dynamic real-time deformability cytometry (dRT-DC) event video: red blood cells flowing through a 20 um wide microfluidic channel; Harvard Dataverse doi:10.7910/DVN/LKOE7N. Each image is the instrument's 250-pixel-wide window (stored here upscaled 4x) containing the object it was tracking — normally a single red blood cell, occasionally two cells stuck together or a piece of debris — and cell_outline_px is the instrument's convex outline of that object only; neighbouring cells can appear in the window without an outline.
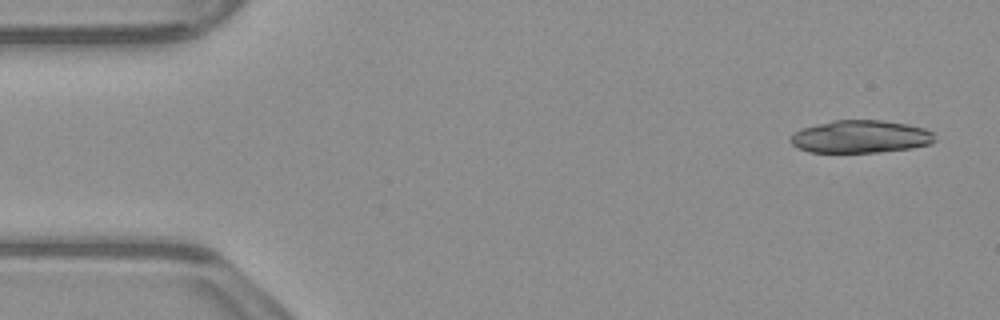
{"species": "common noctule bat (a hibernating species)", "species_latin": "Nyctalus noctula", "temperature_condition": "warm", "stored_images_in_passage": 23, "camera_frame_rate_fps": 3000, "um_per_image_px": 0.085, "animal": {"sex": "male", "body_mass_g": 23.1, "forearm_length_mm": 52.7}, "frame": {"image": 1, "passage_image": 1, "time_ms": 0.0, "image_size_px": [1000, 320], "cell_outline_px": [[936, 140], [932, 144], [912, 148], [880, 152], [808, 152], [792, 144], [788, 140], [792, 132], [816, 124], [832, 120], [880, 120], [908, 124], [924, 128], [932, 132]], "centroid_in_image_um": [73.15, 11.61], "position_along_channel_um": 11.9, "area_um2": 27.63}}